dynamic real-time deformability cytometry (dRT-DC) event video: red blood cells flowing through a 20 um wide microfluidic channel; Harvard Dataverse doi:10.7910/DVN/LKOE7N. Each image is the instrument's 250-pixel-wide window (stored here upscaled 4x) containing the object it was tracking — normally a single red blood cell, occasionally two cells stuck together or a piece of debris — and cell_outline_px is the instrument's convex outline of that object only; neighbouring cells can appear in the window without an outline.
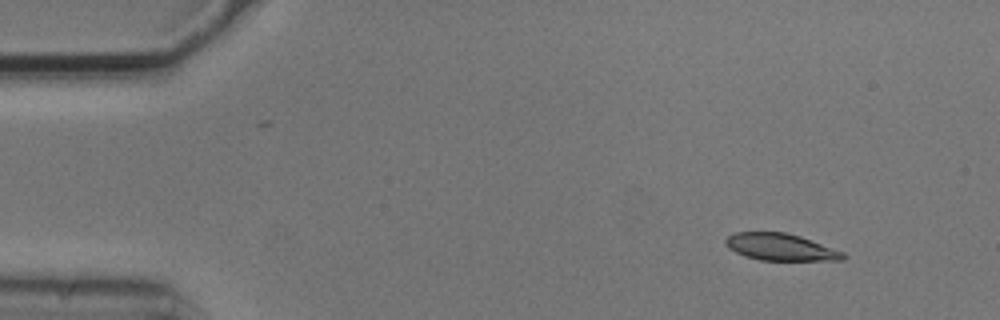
{"species": "common noctule bat (a hibernating species)", "species_latin": "Nyctalus noctula", "temperature_condition": "cold", "stored_images_in_passage": 4, "camera_frame_rate_fps": 3000, "um_per_image_px": 0.085, "animal": {"sex": "male", "body_mass_g": 20.5, "forearm_length_mm": 52.5}, "frame": {"image": 1, "passage_image": 1, "time_ms": 0.0, "image_size_px": [1000, 320], "cell_outline_px": [[848, 256], [844, 260], [760, 260], [744, 256], [728, 248], [724, 244], [724, 240], [732, 232], [784, 232], [800, 236], [844, 252]], "centroid_in_image_um": [66.33, 21.0], "position_along_channel_um": 18.7, "area_um2": 18.55}}
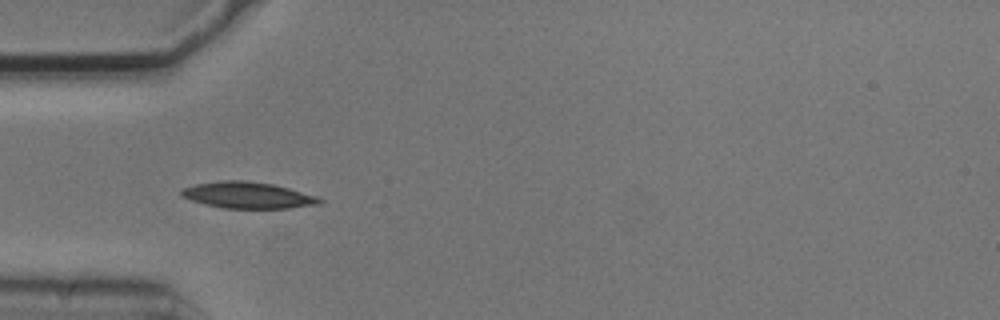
{"frame": {"image": 2, "passage_image": 4, "time_ms": 1.0, "image_size_px": [1000, 320], "cell_outline_px": [[324, 200], [320, 204], [288, 208], [224, 208], [192, 200], [180, 196], [180, 188], [196, 184], [220, 180], [244, 180], [272, 184], [320, 196]], "centroid_in_image_um": [21.08, 16.58], "position_along_channel_um": 63.9, "area_um2": 21.27}}